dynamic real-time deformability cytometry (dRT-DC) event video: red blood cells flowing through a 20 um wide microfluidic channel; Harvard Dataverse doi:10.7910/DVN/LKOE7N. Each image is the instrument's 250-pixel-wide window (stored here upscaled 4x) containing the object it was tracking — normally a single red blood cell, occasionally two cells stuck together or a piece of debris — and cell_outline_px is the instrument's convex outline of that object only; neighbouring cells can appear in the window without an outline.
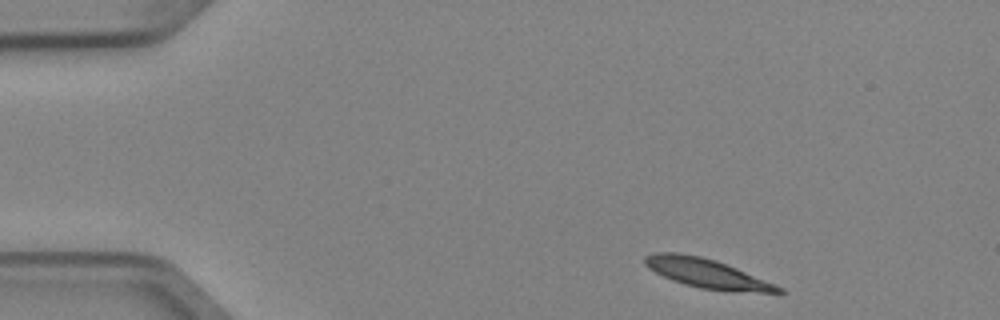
{"species": "Egyptian fruit bat (a non-hibernating species)", "species_latin": "Rousettus aegyptiacus", "temperature_condition": "cold", "stored_images_in_passage": 4, "camera_frame_rate_fps": 3000, "um_per_image_px": 0.085, "animal": {"sex": "female"}, "frame": {"image": 1, "passage_image": 1, "time_ms": 0.0, "image_size_px": [1000, 320], "cell_outline_px": [[784, 292], [732, 292], [700, 288], [684, 284], [672, 280], [648, 268], [644, 264], [644, 256], [656, 252], [676, 252], [700, 256], [716, 260], [776, 284], [784, 288]], "centroid_in_image_um": [60.08, 23.24], "position_along_channel_um": 24.9, "area_um2": 22.72}}
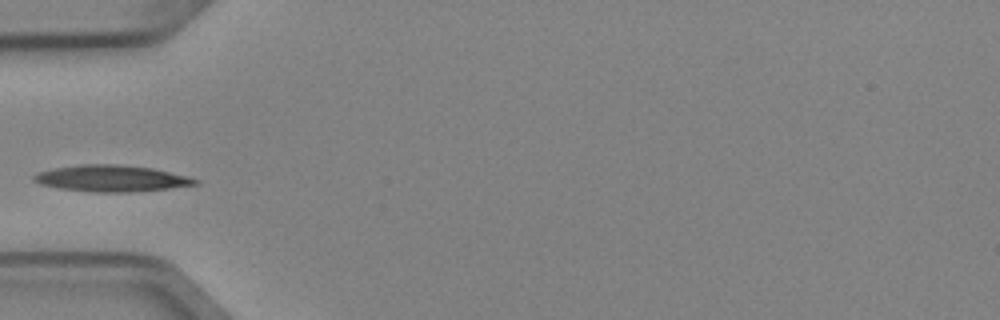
{"frame": {"image": 2, "passage_image": 4, "time_ms": 1.0, "image_size_px": [1000, 320], "cell_outline_px": [[200, 184], [168, 188], [128, 192], [96, 192], [60, 188], [40, 184], [32, 180], [32, 176], [36, 172], [52, 168], [80, 164], [120, 164], [152, 168], [188, 176], [200, 180]], "centroid_in_image_um": [9.45, 15.15], "position_along_channel_um": 75.6, "area_um2": 24.91}}